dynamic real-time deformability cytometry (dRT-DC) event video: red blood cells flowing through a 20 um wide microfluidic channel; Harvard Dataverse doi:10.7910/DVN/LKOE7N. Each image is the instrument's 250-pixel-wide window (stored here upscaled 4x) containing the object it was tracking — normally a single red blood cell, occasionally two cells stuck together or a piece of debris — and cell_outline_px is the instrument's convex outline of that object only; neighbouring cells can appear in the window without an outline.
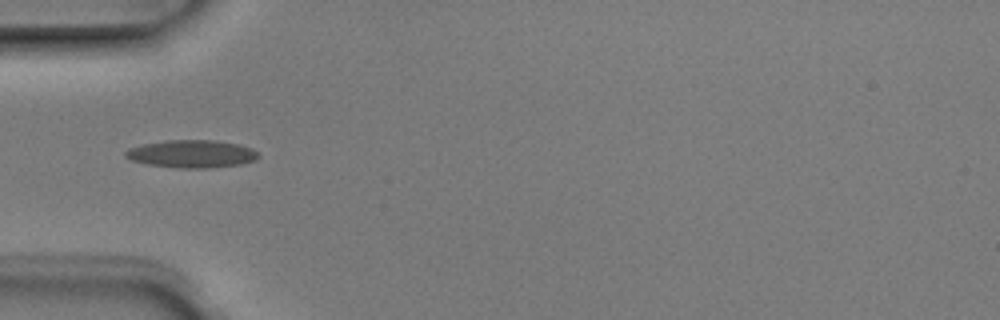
{"species": "Egyptian fruit bat (a non-hibernating species)", "species_latin": "Rousettus aegyptiacus", "temperature_condition": "room temperature", "stored_images_in_passage": 5, "camera_frame_rate_fps": 3000, "um_per_image_px": 0.085, "animal": {"sex": "male"}, "frame": {"image": 1, "passage_image": 4, "time_ms": 1.0, "image_size_px": [1000, 320], "cell_outline_px": [[260, 156], [256, 160], [240, 164], [212, 168], [176, 168], [148, 164], [132, 160], [124, 156], [124, 152], [128, 148], [144, 144], [168, 140], [212, 140], [240, 144], [252, 148]], "centroid_in_image_um": [16.31, 13.08], "position_along_channel_um": 68.7, "area_um2": 21.5}}
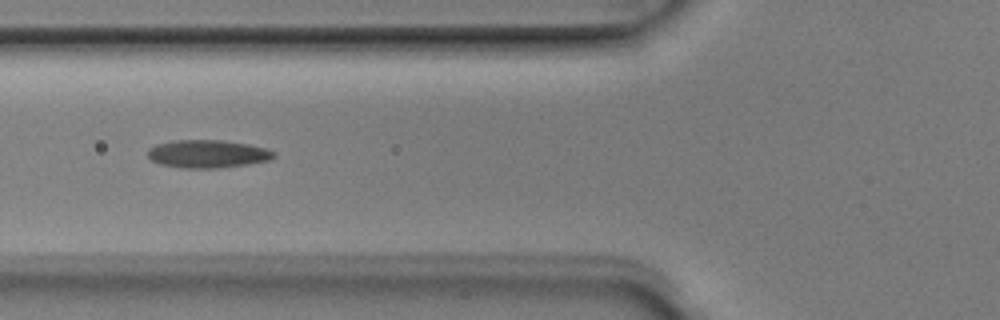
{"frame": {"image": 2, "passage_image": 5, "time_ms": 1.333, "image_size_px": [1000, 320], "cell_outline_px": [[276, 156], [272, 160], [248, 164], [220, 168], [180, 168], [160, 164], [152, 160], [148, 156], [148, 148], [156, 144], [176, 140], [220, 140], [248, 144], [264, 148], [276, 152]], "centroid_in_image_um": [17.66, 13.09], "position_along_channel_um": 108.1, "area_um2": 20.63}}